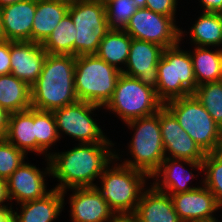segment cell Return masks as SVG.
I'll return each mask as SVG.
<instances>
[{
  "label": "cell",
  "mask_w": 222,
  "mask_h": 222,
  "mask_svg": "<svg viewBox=\"0 0 222 222\" xmlns=\"http://www.w3.org/2000/svg\"><path fill=\"white\" fill-rule=\"evenodd\" d=\"M114 146V143H77L67 151H52L48 158L51 176L59 182L54 189L67 194V189L95 187L94 181L115 158Z\"/></svg>",
  "instance_id": "obj_1"
},
{
  "label": "cell",
  "mask_w": 222,
  "mask_h": 222,
  "mask_svg": "<svg viewBox=\"0 0 222 222\" xmlns=\"http://www.w3.org/2000/svg\"><path fill=\"white\" fill-rule=\"evenodd\" d=\"M74 55L47 54L40 76L30 87L32 108L54 111L75 103Z\"/></svg>",
  "instance_id": "obj_2"
},
{
  "label": "cell",
  "mask_w": 222,
  "mask_h": 222,
  "mask_svg": "<svg viewBox=\"0 0 222 222\" xmlns=\"http://www.w3.org/2000/svg\"><path fill=\"white\" fill-rule=\"evenodd\" d=\"M148 179L151 178L146 173L127 167L114 158L99 177L101 185L95 187L117 216L133 215L142 192L149 187Z\"/></svg>",
  "instance_id": "obj_3"
},
{
  "label": "cell",
  "mask_w": 222,
  "mask_h": 222,
  "mask_svg": "<svg viewBox=\"0 0 222 222\" xmlns=\"http://www.w3.org/2000/svg\"><path fill=\"white\" fill-rule=\"evenodd\" d=\"M133 136L126 146L132 158L120 159L121 156L115 149V159L121 164L140 170L151 177L165 159L164 145L159 123V111L125 123Z\"/></svg>",
  "instance_id": "obj_4"
},
{
  "label": "cell",
  "mask_w": 222,
  "mask_h": 222,
  "mask_svg": "<svg viewBox=\"0 0 222 222\" xmlns=\"http://www.w3.org/2000/svg\"><path fill=\"white\" fill-rule=\"evenodd\" d=\"M122 72L95 54L75 60L74 87L78 100L105 107Z\"/></svg>",
  "instance_id": "obj_5"
},
{
  "label": "cell",
  "mask_w": 222,
  "mask_h": 222,
  "mask_svg": "<svg viewBox=\"0 0 222 222\" xmlns=\"http://www.w3.org/2000/svg\"><path fill=\"white\" fill-rule=\"evenodd\" d=\"M178 44L163 49L159 59L156 94L166 103L169 100L191 95L197 86L189 50Z\"/></svg>",
  "instance_id": "obj_6"
},
{
  "label": "cell",
  "mask_w": 222,
  "mask_h": 222,
  "mask_svg": "<svg viewBox=\"0 0 222 222\" xmlns=\"http://www.w3.org/2000/svg\"><path fill=\"white\" fill-rule=\"evenodd\" d=\"M164 106L205 153L218 151L222 128L193 94L169 100Z\"/></svg>",
  "instance_id": "obj_7"
},
{
  "label": "cell",
  "mask_w": 222,
  "mask_h": 222,
  "mask_svg": "<svg viewBox=\"0 0 222 222\" xmlns=\"http://www.w3.org/2000/svg\"><path fill=\"white\" fill-rule=\"evenodd\" d=\"M164 103L156 90L141 83L137 78L121 73L111 100L103 108L126 122L158 112ZM112 111V112H111Z\"/></svg>",
  "instance_id": "obj_8"
},
{
  "label": "cell",
  "mask_w": 222,
  "mask_h": 222,
  "mask_svg": "<svg viewBox=\"0 0 222 222\" xmlns=\"http://www.w3.org/2000/svg\"><path fill=\"white\" fill-rule=\"evenodd\" d=\"M68 14L76 28L74 56L95 54L110 30L106 7L97 0H75L69 4Z\"/></svg>",
  "instance_id": "obj_9"
},
{
  "label": "cell",
  "mask_w": 222,
  "mask_h": 222,
  "mask_svg": "<svg viewBox=\"0 0 222 222\" xmlns=\"http://www.w3.org/2000/svg\"><path fill=\"white\" fill-rule=\"evenodd\" d=\"M103 107L81 100L52 111L59 139L69 135L79 143H114L103 133L94 111Z\"/></svg>",
  "instance_id": "obj_10"
},
{
  "label": "cell",
  "mask_w": 222,
  "mask_h": 222,
  "mask_svg": "<svg viewBox=\"0 0 222 222\" xmlns=\"http://www.w3.org/2000/svg\"><path fill=\"white\" fill-rule=\"evenodd\" d=\"M180 25L176 19L139 8L130 18L124 31L132 38L156 43L163 48L180 42Z\"/></svg>",
  "instance_id": "obj_11"
},
{
  "label": "cell",
  "mask_w": 222,
  "mask_h": 222,
  "mask_svg": "<svg viewBox=\"0 0 222 222\" xmlns=\"http://www.w3.org/2000/svg\"><path fill=\"white\" fill-rule=\"evenodd\" d=\"M42 170L36 165L30 164L29 160L24 161L17 170L6 180L9 199L15 200L17 205L40 199L49 194L53 188L47 189V178L51 176L50 162Z\"/></svg>",
  "instance_id": "obj_12"
},
{
  "label": "cell",
  "mask_w": 222,
  "mask_h": 222,
  "mask_svg": "<svg viewBox=\"0 0 222 222\" xmlns=\"http://www.w3.org/2000/svg\"><path fill=\"white\" fill-rule=\"evenodd\" d=\"M159 123L165 158L203 161L206 153L180 126L176 117L165 106L159 110Z\"/></svg>",
  "instance_id": "obj_13"
},
{
  "label": "cell",
  "mask_w": 222,
  "mask_h": 222,
  "mask_svg": "<svg viewBox=\"0 0 222 222\" xmlns=\"http://www.w3.org/2000/svg\"><path fill=\"white\" fill-rule=\"evenodd\" d=\"M186 165L190 169L192 168L193 172L196 169L195 172L198 171L196 172L197 175H194L190 169H187ZM201 173H203V162L165 158L160 168L150 177V180L153 182H150V184L158 191L166 194L188 192L200 187V185L196 187L190 184L192 183L191 180L201 175Z\"/></svg>",
  "instance_id": "obj_14"
},
{
  "label": "cell",
  "mask_w": 222,
  "mask_h": 222,
  "mask_svg": "<svg viewBox=\"0 0 222 222\" xmlns=\"http://www.w3.org/2000/svg\"><path fill=\"white\" fill-rule=\"evenodd\" d=\"M163 49L156 43L132 38L128 60L122 73L137 78L141 83L156 90L157 65Z\"/></svg>",
  "instance_id": "obj_15"
},
{
  "label": "cell",
  "mask_w": 222,
  "mask_h": 222,
  "mask_svg": "<svg viewBox=\"0 0 222 222\" xmlns=\"http://www.w3.org/2000/svg\"><path fill=\"white\" fill-rule=\"evenodd\" d=\"M69 216L72 222H111L117 215L96 187L71 188Z\"/></svg>",
  "instance_id": "obj_16"
},
{
  "label": "cell",
  "mask_w": 222,
  "mask_h": 222,
  "mask_svg": "<svg viewBox=\"0 0 222 222\" xmlns=\"http://www.w3.org/2000/svg\"><path fill=\"white\" fill-rule=\"evenodd\" d=\"M188 192L169 194L174 209L182 222L204 221L216 218L220 207L215 196L203 185Z\"/></svg>",
  "instance_id": "obj_17"
},
{
  "label": "cell",
  "mask_w": 222,
  "mask_h": 222,
  "mask_svg": "<svg viewBox=\"0 0 222 222\" xmlns=\"http://www.w3.org/2000/svg\"><path fill=\"white\" fill-rule=\"evenodd\" d=\"M47 54L42 44L10 41L11 74L31 87L40 76Z\"/></svg>",
  "instance_id": "obj_18"
},
{
  "label": "cell",
  "mask_w": 222,
  "mask_h": 222,
  "mask_svg": "<svg viewBox=\"0 0 222 222\" xmlns=\"http://www.w3.org/2000/svg\"><path fill=\"white\" fill-rule=\"evenodd\" d=\"M35 12L36 0H21L1 7V39L31 41Z\"/></svg>",
  "instance_id": "obj_19"
},
{
  "label": "cell",
  "mask_w": 222,
  "mask_h": 222,
  "mask_svg": "<svg viewBox=\"0 0 222 222\" xmlns=\"http://www.w3.org/2000/svg\"><path fill=\"white\" fill-rule=\"evenodd\" d=\"M136 222H182L171 196L158 191L152 184L141 194L135 213Z\"/></svg>",
  "instance_id": "obj_20"
},
{
  "label": "cell",
  "mask_w": 222,
  "mask_h": 222,
  "mask_svg": "<svg viewBox=\"0 0 222 222\" xmlns=\"http://www.w3.org/2000/svg\"><path fill=\"white\" fill-rule=\"evenodd\" d=\"M65 196V193L53 188L43 198L21 203L20 209L12 208L13 222H54L64 210Z\"/></svg>",
  "instance_id": "obj_21"
},
{
  "label": "cell",
  "mask_w": 222,
  "mask_h": 222,
  "mask_svg": "<svg viewBox=\"0 0 222 222\" xmlns=\"http://www.w3.org/2000/svg\"><path fill=\"white\" fill-rule=\"evenodd\" d=\"M69 4L63 0H36L31 41L43 44L68 13Z\"/></svg>",
  "instance_id": "obj_22"
},
{
  "label": "cell",
  "mask_w": 222,
  "mask_h": 222,
  "mask_svg": "<svg viewBox=\"0 0 222 222\" xmlns=\"http://www.w3.org/2000/svg\"><path fill=\"white\" fill-rule=\"evenodd\" d=\"M188 29L180 28V42L188 33L192 46L222 49V13L202 12Z\"/></svg>",
  "instance_id": "obj_23"
},
{
  "label": "cell",
  "mask_w": 222,
  "mask_h": 222,
  "mask_svg": "<svg viewBox=\"0 0 222 222\" xmlns=\"http://www.w3.org/2000/svg\"><path fill=\"white\" fill-rule=\"evenodd\" d=\"M5 139L26 154H36L35 108L9 114Z\"/></svg>",
  "instance_id": "obj_24"
},
{
  "label": "cell",
  "mask_w": 222,
  "mask_h": 222,
  "mask_svg": "<svg viewBox=\"0 0 222 222\" xmlns=\"http://www.w3.org/2000/svg\"><path fill=\"white\" fill-rule=\"evenodd\" d=\"M194 48V49H193ZM190 52L197 86L222 80V49L192 47ZM214 49V50H213Z\"/></svg>",
  "instance_id": "obj_25"
},
{
  "label": "cell",
  "mask_w": 222,
  "mask_h": 222,
  "mask_svg": "<svg viewBox=\"0 0 222 222\" xmlns=\"http://www.w3.org/2000/svg\"><path fill=\"white\" fill-rule=\"evenodd\" d=\"M131 40L132 37L126 31L110 29L95 55L122 72L128 60Z\"/></svg>",
  "instance_id": "obj_26"
},
{
  "label": "cell",
  "mask_w": 222,
  "mask_h": 222,
  "mask_svg": "<svg viewBox=\"0 0 222 222\" xmlns=\"http://www.w3.org/2000/svg\"><path fill=\"white\" fill-rule=\"evenodd\" d=\"M0 105L9 113L30 109V87L11 73L0 75Z\"/></svg>",
  "instance_id": "obj_27"
},
{
  "label": "cell",
  "mask_w": 222,
  "mask_h": 222,
  "mask_svg": "<svg viewBox=\"0 0 222 222\" xmlns=\"http://www.w3.org/2000/svg\"><path fill=\"white\" fill-rule=\"evenodd\" d=\"M76 28L71 16L67 13L57 24L42 47L48 54L74 55Z\"/></svg>",
  "instance_id": "obj_28"
},
{
  "label": "cell",
  "mask_w": 222,
  "mask_h": 222,
  "mask_svg": "<svg viewBox=\"0 0 222 222\" xmlns=\"http://www.w3.org/2000/svg\"><path fill=\"white\" fill-rule=\"evenodd\" d=\"M35 137L36 155L49 158L52 146L60 140L52 111L35 109Z\"/></svg>",
  "instance_id": "obj_29"
},
{
  "label": "cell",
  "mask_w": 222,
  "mask_h": 222,
  "mask_svg": "<svg viewBox=\"0 0 222 222\" xmlns=\"http://www.w3.org/2000/svg\"><path fill=\"white\" fill-rule=\"evenodd\" d=\"M192 94L222 128V80L200 84Z\"/></svg>",
  "instance_id": "obj_30"
},
{
  "label": "cell",
  "mask_w": 222,
  "mask_h": 222,
  "mask_svg": "<svg viewBox=\"0 0 222 222\" xmlns=\"http://www.w3.org/2000/svg\"><path fill=\"white\" fill-rule=\"evenodd\" d=\"M202 162L203 185L215 196L222 210V155L218 152L206 153Z\"/></svg>",
  "instance_id": "obj_31"
},
{
  "label": "cell",
  "mask_w": 222,
  "mask_h": 222,
  "mask_svg": "<svg viewBox=\"0 0 222 222\" xmlns=\"http://www.w3.org/2000/svg\"><path fill=\"white\" fill-rule=\"evenodd\" d=\"M137 10L134 0H115L106 6L107 21L110 29L124 30Z\"/></svg>",
  "instance_id": "obj_32"
},
{
  "label": "cell",
  "mask_w": 222,
  "mask_h": 222,
  "mask_svg": "<svg viewBox=\"0 0 222 222\" xmlns=\"http://www.w3.org/2000/svg\"><path fill=\"white\" fill-rule=\"evenodd\" d=\"M26 156L6 139H0V178L7 180L28 159Z\"/></svg>",
  "instance_id": "obj_33"
},
{
  "label": "cell",
  "mask_w": 222,
  "mask_h": 222,
  "mask_svg": "<svg viewBox=\"0 0 222 222\" xmlns=\"http://www.w3.org/2000/svg\"><path fill=\"white\" fill-rule=\"evenodd\" d=\"M178 0H146V8L168 17L176 19Z\"/></svg>",
  "instance_id": "obj_34"
},
{
  "label": "cell",
  "mask_w": 222,
  "mask_h": 222,
  "mask_svg": "<svg viewBox=\"0 0 222 222\" xmlns=\"http://www.w3.org/2000/svg\"><path fill=\"white\" fill-rule=\"evenodd\" d=\"M10 73V41L0 39V75Z\"/></svg>",
  "instance_id": "obj_35"
},
{
  "label": "cell",
  "mask_w": 222,
  "mask_h": 222,
  "mask_svg": "<svg viewBox=\"0 0 222 222\" xmlns=\"http://www.w3.org/2000/svg\"><path fill=\"white\" fill-rule=\"evenodd\" d=\"M202 12L222 13V0H198Z\"/></svg>",
  "instance_id": "obj_36"
},
{
  "label": "cell",
  "mask_w": 222,
  "mask_h": 222,
  "mask_svg": "<svg viewBox=\"0 0 222 222\" xmlns=\"http://www.w3.org/2000/svg\"><path fill=\"white\" fill-rule=\"evenodd\" d=\"M12 205L13 202L11 203L7 191V182L5 179L0 178V210L12 209L13 208Z\"/></svg>",
  "instance_id": "obj_37"
},
{
  "label": "cell",
  "mask_w": 222,
  "mask_h": 222,
  "mask_svg": "<svg viewBox=\"0 0 222 222\" xmlns=\"http://www.w3.org/2000/svg\"><path fill=\"white\" fill-rule=\"evenodd\" d=\"M9 112L0 105V139H5L8 130Z\"/></svg>",
  "instance_id": "obj_38"
},
{
  "label": "cell",
  "mask_w": 222,
  "mask_h": 222,
  "mask_svg": "<svg viewBox=\"0 0 222 222\" xmlns=\"http://www.w3.org/2000/svg\"><path fill=\"white\" fill-rule=\"evenodd\" d=\"M0 222H13L12 209L0 210Z\"/></svg>",
  "instance_id": "obj_39"
},
{
  "label": "cell",
  "mask_w": 222,
  "mask_h": 222,
  "mask_svg": "<svg viewBox=\"0 0 222 222\" xmlns=\"http://www.w3.org/2000/svg\"><path fill=\"white\" fill-rule=\"evenodd\" d=\"M111 222H136L132 215L116 216Z\"/></svg>",
  "instance_id": "obj_40"
},
{
  "label": "cell",
  "mask_w": 222,
  "mask_h": 222,
  "mask_svg": "<svg viewBox=\"0 0 222 222\" xmlns=\"http://www.w3.org/2000/svg\"><path fill=\"white\" fill-rule=\"evenodd\" d=\"M18 1H21V0H0V7L11 5V4L17 3Z\"/></svg>",
  "instance_id": "obj_41"
},
{
  "label": "cell",
  "mask_w": 222,
  "mask_h": 222,
  "mask_svg": "<svg viewBox=\"0 0 222 222\" xmlns=\"http://www.w3.org/2000/svg\"><path fill=\"white\" fill-rule=\"evenodd\" d=\"M137 2V9L146 8V0H134Z\"/></svg>",
  "instance_id": "obj_42"
},
{
  "label": "cell",
  "mask_w": 222,
  "mask_h": 222,
  "mask_svg": "<svg viewBox=\"0 0 222 222\" xmlns=\"http://www.w3.org/2000/svg\"><path fill=\"white\" fill-rule=\"evenodd\" d=\"M191 222H220V220L218 218H214L211 220H204V221H191ZM222 222V221H221Z\"/></svg>",
  "instance_id": "obj_43"
},
{
  "label": "cell",
  "mask_w": 222,
  "mask_h": 222,
  "mask_svg": "<svg viewBox=\"0 0 222 222\" xmlns=\"http://www.w3.org/2000/svg\"><path fill=\"white\" fill-rule=\"evenodd\" d=\"M218 153H220L222 155V129H221V139H220V144H219V148H218Z\"/></svg>",
  "instance_id": "obj_44"
},
{
  "label": "cell",
  "mask_w": 222,
  "mask_h": 222,
  "mask_svg": "<svg viewBox=\"0 0 222 222\" xmlns=\"http://www.w3.org/2000/svg\"><path fill=\"white\" fill-rule=\"evenodd\" d=\"M97 1H100L106 7L110 2L115 0H97Z\"/></svg>",
  "instance_id": "obj_45"
},
{
  "label": "cell",
  "mask_w": 222,
  "mask_h": 222,
  "mask_svg": "<svg viewBox=\"0 0 222 222\" xmlns=\"http://www.w3.org/2000/svg\"><path fill=\"white\" fill-rule=\"evenodd\" d=\"M0 15H1V7H0ZM0 39H1V23H0Z\"/></svg>",
  "instance_id": "obj_46"
},
{
  "label": "cell",
  "mask_w": 222,
  "mask_h": 222,
  "mask_svg": "<svg viewBox=\"0 0 222 222\" xmlns=\"http://www.w3.org/2000/svg\"><path fill=\"white\" fill-rule=\"evenodd\" d=\"M63 1H66V2L71 3V2H73V1H75V0H63Z\"/></svg>",
  "instance_id": "obj_47"
}]
</instances>
